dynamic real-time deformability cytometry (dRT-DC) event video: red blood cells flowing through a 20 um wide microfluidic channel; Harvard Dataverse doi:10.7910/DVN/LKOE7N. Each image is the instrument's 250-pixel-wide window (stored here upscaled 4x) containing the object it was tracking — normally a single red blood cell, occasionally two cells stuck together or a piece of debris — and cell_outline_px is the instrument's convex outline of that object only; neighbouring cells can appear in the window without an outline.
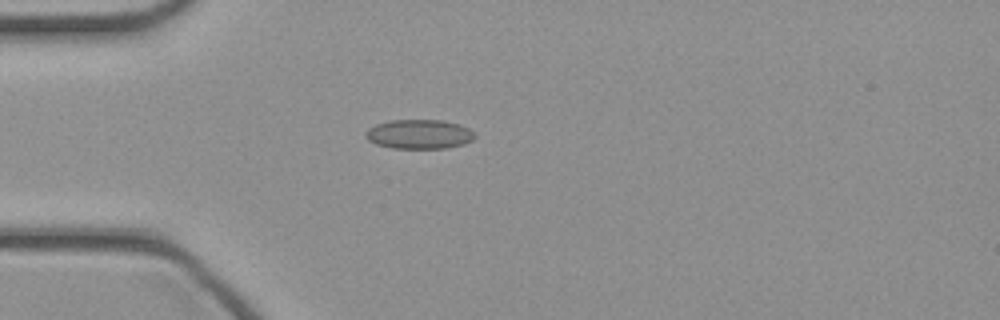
{"species": "common noctule bat (a hibernating species)", "species_latin": "Nyctalus noctula", "temperature_condition": "cold", "stored_images_in_passage": 44, "camera_frame_rate_fps": 3000, "um_per_image_px": 0.085, "animal": {"sex": "female", "body_mass_g": 21.9}, "frame": {"image": 1, "passage_image": 11, "time_ms": 3.333, "image_size_px": [1000, 320], "cell_outline_px": [[476, 136], [472, 140], [464, 144], [444, 148], [392, 148], [376, 144], [368, 140], [364, 136], [364, 132], [368, 128], [376, 124], [392, 120], [440, 120], [460, 124], [476, 132]], "centroid_in_image_um": [35.63, 11.4], "position_along_channel_um": 49.4, "area_um2": 18.79}}
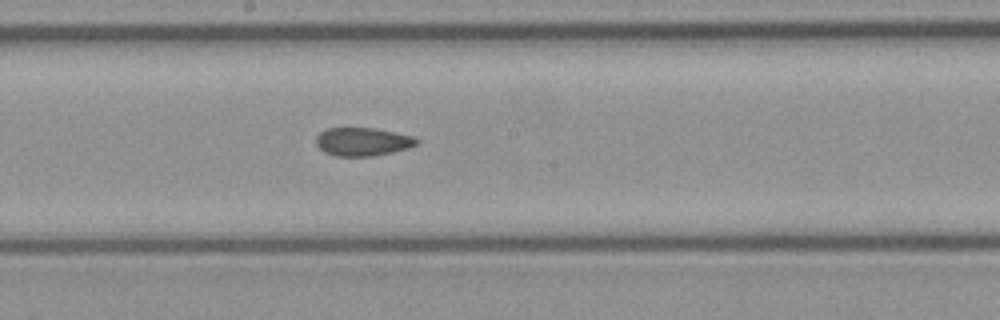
{"frame": {"image": 2, "passage_image": 23, "time_ms": 7.333, "image_size_px": [1000, 320], "cell_outline_px": [[420, 140], [416, 144], [408, 148], [392, 152], [372, 156], [336, 156], [324, 152], [316, 144], [316, 136], [320, 132], [328, 128], [372, 128], [412, 136]], "centroid_in_image_um": [30.8, 12.05], "position_along_channel_um": 217.4, "area_um2": 16.42}}
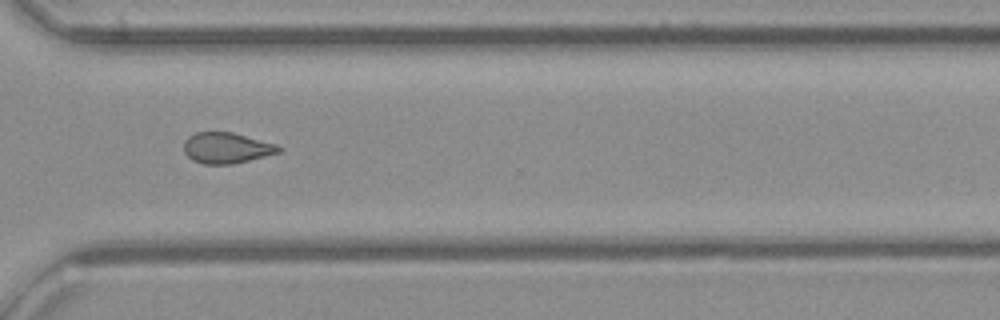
{"frame": {"image": 3, "passage_image": 32, "time_ms": 10.333, "image_size_px": [1000, 320], "cell_outline_px": [[284, 148], [280, 152], [232, 164], [204, 164], [192, 160], [184, 152], [184, 140], [188, 136], [196, 132], [232, 132], [276, 144]], "centroid_in_image_um": [19.24, 12.57], "position_along_channel_um": 351.4, "area_um2": 16.99}}